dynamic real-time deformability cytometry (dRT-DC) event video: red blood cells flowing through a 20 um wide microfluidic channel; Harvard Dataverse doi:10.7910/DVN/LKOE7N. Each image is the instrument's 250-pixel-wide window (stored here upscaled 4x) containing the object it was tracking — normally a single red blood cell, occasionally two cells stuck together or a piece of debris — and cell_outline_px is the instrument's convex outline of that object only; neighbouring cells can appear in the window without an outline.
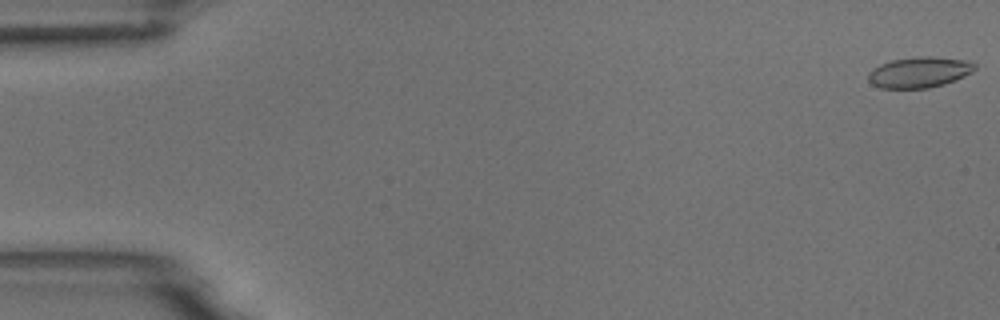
{"species": "common noctule bat (a hibernating species)", "species_latin": "Nyctalus noctula", "temperature_condition": "room temperature", "stored_images_in_passage": 5, "camera_frame_rate_fps": 3000, "um_per_image_px": 0.085, "animal": {"sex": "male", "body_mass_g": 18.8}, "frame": {"image": 1, "passage_image": 1, "time_ms": 0.0, "image_size_px": [1000, 320], "cell_outline_px": [[976, 68], [972, 72], [964, 76], [944, 84], [928, 88], [880, 88], [872, 84], [868, 80], [868, 72], [872, 68], [880, 64], [892, 60], [920, 56], [932, 56], [968, 60], [976, 64]], "centroid_in_image_um": [78.14, 6.13], "position_along_channel_um": 6.9, "area_um2": 19.19}}
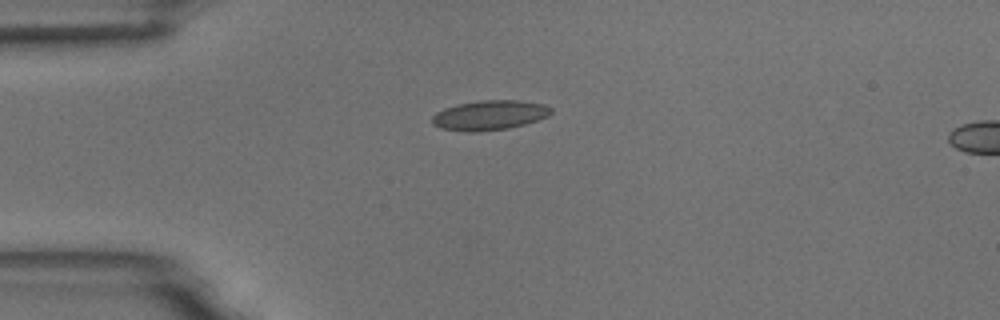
{"frame": {"image": 2, "passage_image": 4, "time_ms": 4.333, "image_size_px": [1000, 320], "cell_outline_px": [[552, 112], [548, 116], [524, 124], [508, 128], [476, 132], [468, 132], [440, 128], [432, 124], [432, 116], [436, 112], [444, 108], [456, 104], [480, 100], [520, 100], [544, 104], [552, 108]], "centroid_in_image_um": [41.59, 9.78], "position_along_channel_um": 43.4, "area_um2": 20.69}}